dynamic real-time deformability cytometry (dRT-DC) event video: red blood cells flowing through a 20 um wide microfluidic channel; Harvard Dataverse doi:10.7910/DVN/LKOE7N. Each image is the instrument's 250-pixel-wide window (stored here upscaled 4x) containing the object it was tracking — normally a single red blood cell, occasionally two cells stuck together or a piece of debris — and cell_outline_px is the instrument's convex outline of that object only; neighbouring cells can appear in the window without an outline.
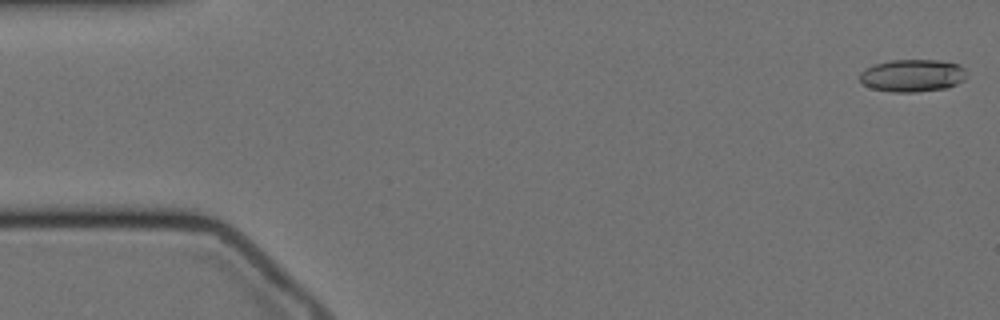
{"species": "Egyptian fruit bat (a non-hibernating species)", "species_latin": "Rousettus aegyptiacus", "temperature_condition": "cold", "stored_images_in_passage": 10, "camera_frame_rate_fps": 3000, "um_per_image_px": 0.085, "animal": {"sex": "female"}, "frame": {"image": 1, "passage_image": 1, "time_ms": 0.0, "image_size_px": [1000, 320], "cell_outline_px": [[964, 80], [948, 88], [916, 92], [892, 92], [872, 88], [864, 84], [860, 80], [860, 72], [876, 64], [892, 60], [936, 60], [956, 64], [964, 68]], "centroid_in_image_um": [77.55, 6.43], "position_along_channel_um": 7.4, "area_um2": 19.94}}